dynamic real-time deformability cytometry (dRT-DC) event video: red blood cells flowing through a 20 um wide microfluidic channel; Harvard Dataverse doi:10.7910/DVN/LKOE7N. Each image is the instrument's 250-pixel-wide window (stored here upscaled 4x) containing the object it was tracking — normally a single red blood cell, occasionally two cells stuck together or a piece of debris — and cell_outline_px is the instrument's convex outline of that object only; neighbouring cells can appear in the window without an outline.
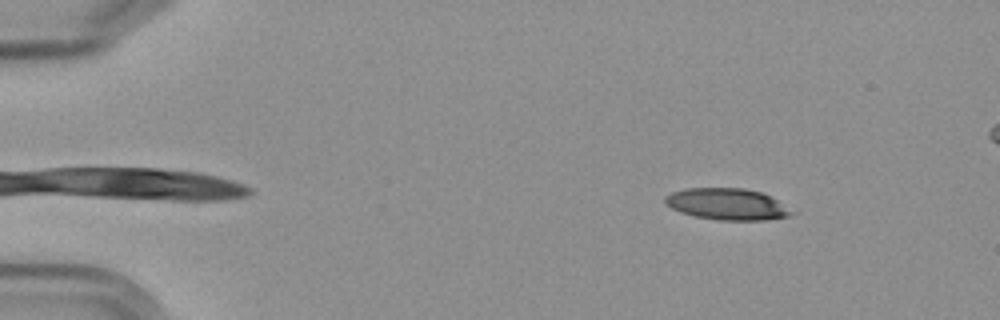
{"species": "Egyptian fruit bat (a non-hibernating species)", "species_latin": "Rousettus aegyptiacus", "temperature_condition": "cold", "stored_images_in_passage": 5, "camera_frame_rate_fps": 3000, "um_per_image_px": 0.085, "frame": {"image": 1, "passage_image": 1, "time_ms": 0.0, "image_size_px": [1000, 320], "cell_outline_px": [[800, 212], [788, 216], [764, 220], [720, 220], [696, 216], [680, 212], [664, 204], [664, 196], [672, 192], [684, 188], [744, 188], [760, 192]], "centroid_in_image_um": [61.82, 17.35], "position_along_channel_um": 23.2, "area_um2": 23.35}}
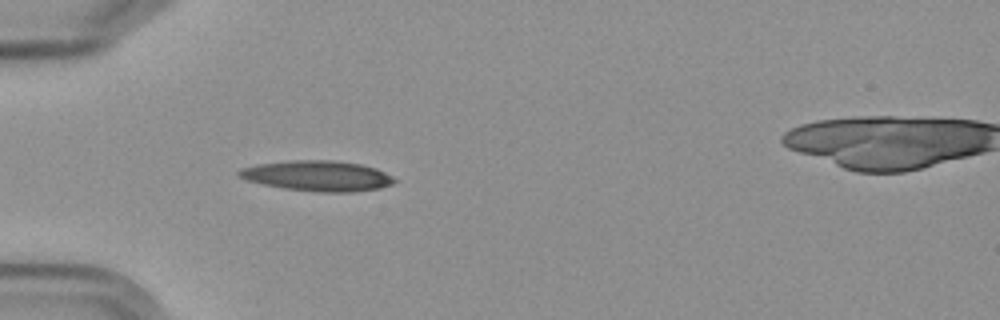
{"frame": {"image": 2, "passage_image": 4, "time_ms": 3.333, "image_size_px": [1000, 320], "cell_outline_px": [[396, 180], [392, 184], [380, 188], [352, 192], [320, 192], [284, 188], [244, 180], [236, 176], [236, 172], [244, 168], [256, 164], [292, 160], [332, 160], [360, 164], [376, 168], [392, 176]], "centroid_in_image_um": [26.97, 14.94], "position_along_channel_um": 58.0, "area_um2": 27.51}}